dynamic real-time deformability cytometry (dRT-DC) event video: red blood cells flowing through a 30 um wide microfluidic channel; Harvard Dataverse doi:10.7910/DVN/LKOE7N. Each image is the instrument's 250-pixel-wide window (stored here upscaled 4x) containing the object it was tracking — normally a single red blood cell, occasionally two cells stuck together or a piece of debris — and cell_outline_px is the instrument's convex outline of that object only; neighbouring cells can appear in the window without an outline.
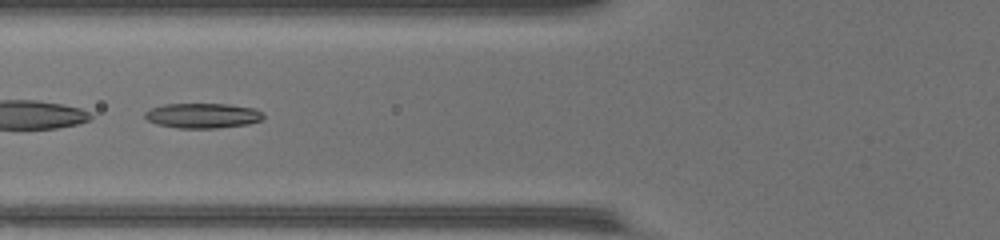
{"species": "common noctule bat (a hibernating species)", "species_latin": "Nyctalus noctula", "temperature_condition": "warm", "stored_images_in_passage": 30, "camera_frame_rate_fps": 3000, "um_per_image_px": 0.085, "animal": {"sex": "female", "body_mass_g": 17.0, "forearm_length_mm": 48.0}, "frame": {"image": 1, "passage_image": 5, "time_ms": 1.333, "image_size_px": [1000, 240], "cell_outline_px": [[264, 116], [260, 120], [248, 124], [216, 128], [176, 128], [156, 124], [148, 120], [144, 116], [144, 112], [152, 108], [164, 104], [228, 104], [256, 108]], "centroid_in_image_um": [17.21, 9.83], "position_along_channel_um": 108.6, "area_um2": 17.22}}